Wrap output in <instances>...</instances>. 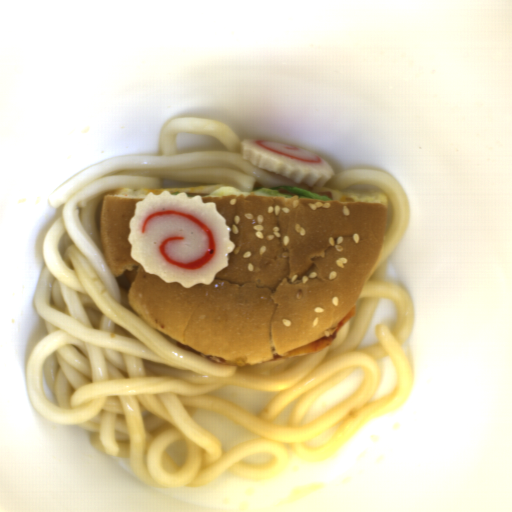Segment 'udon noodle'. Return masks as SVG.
I'll return each instance as SVG.
<instances>
[{
    "label": "udon noodle",
    "mask_w": 512,
    "mask_h": 512,
    "mask_svg": "<svg viewBox=\"0 0 512 512\" xmlns=\"http://www.w3.org/2000/svg\"><path fill=\"white\" fill-rule=\"evenodd\" d=\"M179 132L216 137L227 150L177 152ZM240 142L228 124L179 117L161 131L162 154L97 162L70 176L49 197L48 204L62 210L43 239L45 267L34 308L46 334L28 355L25 390L42 418L84 430L102 454L127 457L132 472L151 487L197 489L224 472L260 483L277 476L291 458L327 460L368 420L402 407L411 394L414 378L403 346L414 324L412 300L385 278L387 260L402 241L410 214L406 192L384 171L346 169L324 186L336 191L374 184L389 197L392 212L382 255L358 296L354 315L320 352L263 365L212 363L180 347L130 306L104 256L94 215L100 200L116 190H153L161 180L227 184L248 193L256 183L271 189L294 187L290 178L243 159ZM381 298L395 304V327L390 332L378 326L376 342L356 348ZM388 356L395 362V391L370 402L379 387V362ZM357 368L364 379L355 395L301 423L319 396ZM233 385L276 393L255 416L212 394ZM296 399L288 425L276 424L273 420ZM201 408L261 439L222 451L220 440L193 418ZM336 424L334 437L322 447L305 442ZM261 452L271 455L270 463H245L250 454Z\"/></svg>",
    "instance_id": "obj_1"
}]
</instances>
